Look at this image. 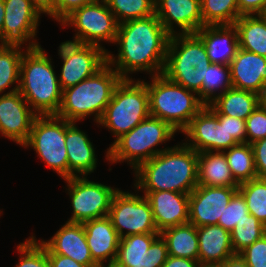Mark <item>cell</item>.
Segmentation results:
<instances>
[{
    "label": "cell",
    "instance_id": "5",
    "mask_svg": "<svg viewBox=\"0 0 266 267\" xmlns=\"http://www.w3.org/2000/svg\"><path fill=\"white\" fill-rule=\"evenodd\" d=\"M167 122L149 115L128 133L123 134L107 148L106 160L111 164L127 162L132 169L171 147L157 148L176 134Z\"/></svg>",
    "mask_w": 266,
    "mask_h": 267
},
{
    "label": "cell",
    "instance_id": "51",
    "mask_svg": "<svg viewBox=\"0 0 266 267\" xmlns=\"http://www.w3.org/2000/svg\"><path fill=\"white\" fill-rule=\"evenodd\" d=\"M4 1L0 0V44H3V23H4Z\"/></svg>",
    "mask_w": 266,
    "mask_h": 267
},
{
    "label": "cell",
    "instance_id": "44",
    "mask_svg": "<svg viewBox=\"0 0 266 267\" xmlns=\"http://www.w3.org/2000/svg\"><path fill=\"white\" fill-rule=\"evenodd\" d=\"M251 146L257 178L266 179V138L253 142Z\"/></svg>",
    "mask_w": 266,
    "mask_h": 267
},
{
    "label": "cell",
    "instance_id": "37",
    "mask_svg": "<svg viewBox=\"0 0 266 267\" xmlns=\"http://www.w3.org/2000/svg\"><path fill=\"white\" fill-rule=\"evenodd\" d=\"M248 212L266 226V179L255 178L239 184Z\"/></svg>",
    "mask_w": 266,
    "mask_h": 267
},
{
    "label": "cell",
    "instance_id": "45",
    "mask_svg": "<svg viewBox=\"0 0 266 267\" xmlns=\"http://www.w3.org/2000/svg\"><path fill=\"white\" fill-rule=\"evenodd\" d=\"M226 131L238 143H246V122L243 119L226 116Z\"/></svg>",
    "mask_w": 266,
    "mask_h": 267
},
{
    "label": "cell",
    "instance_id": "39",
    "mask_svg": "<svg viewBox=\"0 0 266 267\" xmlns=\"http://www.w3.org/2000/svg\"><path fill=\"white\" fill-rule=\"evenodd\" d=\"M248 207L242 193L237 190L231 197L223 215H221L218 225L231 232L235 225L248 215Z\"/></svg>",
    "mask_w": 266,
    "mask_h": 267
},
{
    "label": "cell",
    "instance_id": "29",
    "mask_svg": "<svg viewBox=\"0 0 266 267\" xmlns=\"http://www.w3.org/2000/svg\"><path fill=\"white\" fill-rule=\"evenodd\" d=\"M160 235L166 241L169 256L198 261L199 245L195 225H177L163 230Z\"/></svg>",
    "mask_w": 266,
    "mask_h": 267
},
{
    "label": "cell",
    "instance_id": "2",
    "mask_svg": "<svg viewBox=\"0 0 266 267\" xmlns=\"http://www.w3.org/2000/svg\"><path fill=\"white\" fill-rule=\"evenodd\" d=\"M134 172L135 191L190 194L198 185V153L183 142L140 164Z\"/></svg>",
    "mask_w": 266,
    "mask_h": 267
},
{
    "label": "cell",
    "instance_id": "34",
    "mask_svg": "<svg viewBox=\"0 0 266 267\" xmlns=\"http://www.w3.org/2000/svg\"><path fill=\"white\" fill-rule=\"evenodd\" d=\"M230 88V66L211 63L202 81V102L209 105Z\"/></svg>",
    "mask_w": 266,
    "mask_h": 267
},
{
    "label": "cell",
    "instance_id": "28",
    "mask_svg": "<svg viewBox=\"0 0 266 267\" xmlns=\"http://www.w3.org/2000/svg\"><path fill=\"white\" fill-rule=\"evenodd\" d=\"M209 106L218 115L246 120L259 106V95L251 91L232 87L218 96Z\"/></svg>",
    "mask_w": 266,
    "mask_h": 267
},
{
    "label": "cell",
    "instance_id": "3",
    "mask_svg": "<svg viewBox=\"0 0 266 267\" xmlns=\"http://www.w3.org/2000/svg\"><path fill=\"white\" fill-rule=\"evenodd\" d=\"M51 58L39 46L27 48L21 60L18 91L38 116L56 115L62 102L63 90Z\"/></svg>",
    "mask_w": 266,
    "mask_h": 267
},
{
    "label": "cell",
    "instance_id": "20",
    "mask_svg": "<svg viewBox=\"0 0 266 267\" xmlns=\"http://www.w3.org/2000/svg\"><path fill=\"white\" fill-rule=\"evenodd\" d=\"M151 205L156 228L163 230L189 223V194L172 191H142Z\"/></svg>",
    "mask_w": 266,
    "mask_h": 267
},
{
    "label": "cell",
    "instance_id": "38",
    "mask_svg": "<svg viewBox=\"0 0 266 267\" xmlns=\"http://www.w3.org/2000/svg\"><path fill=\"white\" fill-rule=\"evenodd\" d=\"M17 245L20 256L14 267H50L47 251L34 234Z\"/></svg>",
    "mask_w": 266,
    "mask_h": 267
},
{
    "label": "cell",
    "instance_id": "6",
    "mask_svg": "<svg viewBox=\"0 0 266 267\" xmlns=\"http://www.w3.org/2000/svg\"><path fill=\"white\" fill-rule=\"evenodd\" d=\"M210 64L204 43L195 33L175 34L169 39L162 74L202 100V81Z\"/></svg>",
    "mask_w": 266,
    "mask_h": 267
},
{
    "label": "cell",
    "instance_id": "7",
    "mask_svg": "<svg viewBox=\"0 0 266 267\" xmlns=\"http://www.w3.org/2000/svg\"><path fill=\"white\" fill-rule=\"evenodd\" d=\"M144 81L149 93V113L167 122L178 133L205 106L198 94L167 79L163 74ZM150 82V83H149Z\"/></svg>",
    "mask_w": 266,
    "mask_h": 267
},
{
    "label": "cell",
    "instance_id": "30",
    "mask_svg": "<svg viewBox=\"0 0 266 267\" xmlns=\"http://www.w3.org/2000/svg\"><path fill=\"white\" fill-rule=\"evenodd\" d=\"M239 48L266 57V24L258 15H242L234 23Z\"/></svg>",
    "mask_w": 266,
    "mask_h": 267
},
{
    "label": "cell",
    "instance_id": "15",
    "mask_svg": "<svg viewBox=\"0 0 266 267\" xmlns=\"http://www.w3.org/2000/svg\"><path fill=\"white\" fill-rule=\"evenodd\" d=\"M5 15L3 44H20L28 48L41 46L37 39L40 16L30 0H3ZM29 42V43H28ZM28 43V44H27Z\"/></svg>",
    "mask_w": 266,
    "mask_h": 267
},
{
    "label": "cell",
    "instance_id": "17",
    "mask_svg": "<svg viewBox=\"0 0 266 267\" xmlns=\"http://www.w3.org/2000/svg\"><path fill=\"white\" fill-rule=\"evenodd\" d=\"M238 188L197 185L189 194V223L196 227L218 225L231 197Z\"/></svg>",
    "mask_w": 266,
    "mask_h": 267
},
{
    "label": "cell",
    "instance_id": "48",
    "mask_svg": "<svg viewBox=\"0 0 266 267\" xmlns=\"http://www.w3.org/2000/svg\"><path fill=\"white\" fill-rule=\"evenodd\" d=\"M199 264L197 260L168 256L162 267H198Z\"/></svg>",
    "mask_w": 266,
    "mask_h": 267
},
{
    "label": "cell",
    "instance_id": "41",
    "mask_svg": "<svg viewBox=\"0 0 266 267\" xmlns=\"http://www.w3.org/2000/svg\"><path fill=\"white\" fill-rule=\"evenodd\" d=\"M239 255L248 267H266V234L247 246Z\"/></svg>",
    "mask_w": 266,
    "mask_h": 267
},
{
    "label": "cell",
    "instance_id": "13",
    "mask_svg": "<svg viewBox=\"0 0 266 267\" xmlns=\"http://www.w3.org/2000/svg\"><path fill=\"white\" fill-rule=\"evenodd\" d=\"M58 48V55L63 62L58 76L62 90L94 75L107 63L108 49L104 46L67 40L62 42Z\"/></svg>",
    "mask_w": 266,
    "mask_h": 267
},
{
    "label": "cell",
    "instance_id": "31",
    "mask_svg": "<svg viewBox=\"0 0 266 267\" xmlns=\"http://www.w3.org/2000/svg\"><path fill=\"white\" fill-rule=\"evenodd\" d=\"M24 46L20 44H0V95L12 93L19 89L21 60L28 48ZM15 83L16 85H14ZM8 87L9 91L6 92Z\"/></svg>",
    "mask_w": 266,
    "mask_h": 267
},
{
    "label": "cell",
    "instance_id": "53",
    "mask_svg": "<svg viewBox=\"0 0 266 267\" xmlns=\"http://www.w3.org/2000/svg\"><path fill=\"white\" fill-rule=\"evenodd\" d=\"M258 16L265 22L266 24V7L261 10Z\"/></svg>",
    "mask_w": 266,
    "mask_h": 267
},
{
    "label": "cell",
    "instance_id": "24",
    "mask_svg": "<svg viewBox=\"0 0 266 267\" xmlns=\"http://www.w3.org/2000/svg\"><path fill=\"white\" fill-rule=\"evenodd\" d=\"M204 43L211 63L229 66L239 49L235 25L203 26L195 33Z\"/></svg>",
    "mask_w": 266,
    "mask_h": 267
},
{
    "label": "cell",
    "instance_id": "1",
    "mask_svg": "<svg viewBox=\"0 0 266 267\" xmlns=\"http://www.w3.org/2000/svg\"><path fill=\"white\" fill-rule=\"evenodd\" d=\"M170 34L154 14L118 24L114 41L116 56L107 51V63L122 79L130 74L146 72L150 76L163 72Z\"/></svg>",
    "mask_w": 266,
    "mask_h": 267
},
{
    "label": "cell",
    "instance_id": "22",
    "mask_svg": "<svg viewBox=\"0 0 266 267\" xmlns=\"http://www.w3.org/2000/svg\"><path fill=\"white\" fill-rule=\"evenodd\" d=\"M83 224L88 247L93 260L102 266L114 264L120 237L112 225L111 219L103 218L86 221Z\"/></svg>",
    "mask_w": 266,
    "mask_h": 267
},
{
    "label": "cell",
    "instance_id": "33",
    "mask_svg": "<svg viewBox=\"0 0 266 267\" xmlns=\"http://www.w3.org/2000/svg\"><path fill=\"white\" fill-rule=\"evenodd\" d=\"M203 26L233 25L239 18L238 0H200Z\"/></svg>",
    "mask_w": 266,
    "mask_h": 267
},
{
    "label": "cell",
    "instance_id": "52",
    "mask_svg": "<svg viewBox=\"0 0 266 267\" xmlns=\"http://www.w3.org/2000/svg\"><path fill=\"white\" fill-rule=\"evenodd\" d=\"M259 95V106L266 111V84L261 89Z\"/></svg>",
    "mask_w": 266,
    "mask_h": 267
},
{
    "label": "cell",
    "instance_id": "26",
    "mask_svg": "<svg viewBox=\"0 0 266 267\" xmlns=\"http://www.w3.org/2000/svg\"><path fill=\"white\" fill-rule=\"evenodd\" d=\"M198 185L238 188L223 152L198 153Z\"/></svg>",
    "mask_w": 266,
    "mask_h": 267
},
{
    "label": "cell",
    "instance_id": "36",
    "mask_svg": "<svg viewBox=\"0 0 266 267\" xmlns=\"http://www.w3.org/2000/svg\"><path fill=\"white\" fill-rule=\"evenodd\" d=\"M265 234L266 226L254 215L249 213L231 231V242L234 253L239 254L247 246L252 245Z\"/></svg>",
    "mask_w": 266,
    "mask_h": 267
},
{
    "label": "cell",
    "instance_id": "14",
    "mask_svg": "<svg viewBox=\"0 0 266 267\" xmlns=\"http://www.w3.org/2000/svg\"><path fill=\"white\" fill-rule=\"evenodd\" d=\"M166 241L160 233L120 238L114 265L117 267H162L168 258Z\"/></svg>",
    "mask_w": 266,
    "mask_h": 267
},
{
    "label": "cell",
    "instance_id": "8",
    "mask_svg": "<svg viewBox=\"0 0 266 267\" xmlns=\"http://www.w3.org/2000/svg\"><path fill=\"white\" fill-rule=\"evenodd\" d=\"M149 113V93L144 80L121 79L114 89L111 101L97 123L113 134L114 142L128 133Z\"/></svg>",
    "mask_w": 266,
    "mask_h": 267
},
{
    "label": "cell",
    "instance_id": "32",
    "mask_svg": "<svg viewBox=\"0 0 266 267\" xmlns=\"http://www.w3.org/2000/svg\"><path fill=\"white\" fill-rule=\"evenodd\" d=\"M223 153L234 179L239 184L257 178L251 144L239 143Z\"/></svg>",
    "mask_w": 266,
    "mask_h": 267
},
{
    "label": "cell",
    "instance_id": "43",
    "mask_svg": "<svg viewBox=\"0 0 266 267\" xmlns=\"http://www.w3.org/2000/svg\"><path fill=\"white\" fill-rule=\"evenodd\" d=\"M94 0H54V20L59 24L75 9L92 3Z\"/></svg>",
    "mask_w": 266,
    "mask_h": 267
},
{
    "label": "cell",
    "instance_id": "12",
    "mask_svg": "<svg viewBox=\"0 0 266 267\" xmlns=\"http://www.w3.org/2000/svg\"><path fill=\"white\" fill-rule=\"evenodd\" d=\"M122 191L113 196L108 217L120 238L145 233H159L151 205L145 195ZM126 230V231H125Z\"/></svg>",
    "mask_w": 266,
    "mask_h": 267
},
{
    "label": "cell",
    "instance_id": "54",
    "mask_svg": "<svg viewBox=\"0 0 266 267\" xmlns=\"http://www.w3.org/2000/svg\"><path fill=\"white\" fill-rule=\"evenodd\" d=\"M198 267H218V265H203V264H199Z\"/></svg>",
    "mask_w": 266,
    "mask_h": 267
},
{
    "label": "cell",
    "instance_id": "11",
    "mask_svg": "<svg viewBox=\"0 0 266 267\" xmlns=\"http://www.w3.org/2000/svg\"><path fill=\"white\" fill-rule=\"evenodd\" d=\"M88 176L64 179L70 196L72 215L67 222L84 223L108 216L111 202L119 188L94 182Z\"/></svg>",
    "mask_w": 266,
    "mask_h": 267
},
{
    "label": "cell",
    "instance_id": "9",
    "mask_svg": "<svg viewBox=\"0 0 266 267\" xmlns=\"http://www.w3.org/2000/svg\"><path fill=\"white\" fill-rule=\"evenodd\" d=\"M67 120L56 115L37 116L23 148L33 149L37 156L63 180L68 179V156L65 144Z\"/></svg>",
    "mask_w": 266,
    "mask_h": 267
},
{
    "label": "cell",
    "instance_id": "35",
    "mask_svg": "<svg viewBox=\"0 0 266 267\" xmlns=\"http://www.w3.org/2000/svg\"><path fill=\"white\" fill-rule=\"evenodd\" d=\"M118 24L155 14V0H105Z\"/></svg>",
    "mask_w": 266,
    "mask_h": 267
},
{
    "label": "cell",
    "instance_id": "40",
    "mask_svg": "<svg viewBox=\"0 0 266 267\" xmlns=\"http://www.w3.org/2000/svg\"><path fill=\"white\" fill-rule=\"evenodd\" d=\"M246 143L266 138V111L258 106L245 120Z\"/></svg>",
    "mask_w": 266,
    "mask_h": 267
},
{
    "label": "cell",
    "instance_id": "4",
    "mask_svg": "<svg viewBox=\"0 0 266 267\" xmlns=\"http://www.w3.org/2000/svg\"><path fill=\"white\" fill-rule=\"evenodd\" d=\"M121 79L118 72L106 63L94 75L63 90L56 116L79 122L91 115L94 116L93 121L98 123Z\"/></svg>",
    "mask_w": 266,
    "mask_h": 267
},
{
    "label": "cell",
    "instance_id": "23",
    "mask_svg": "<svg viewBox=\"0 0 266 267\" xmlns=\"http://www.w3.org/2000/svg\"><path fill=\"white\" fill-rule=\"evenodd\" d=\"M229 66L233 88L261 92L266 84V57L239 48Z\"/></svg>",
    "mask_w": 266,
    "mask_h": 267
},
{
    "label": "cell",
    "instance_id": "16",
    "mask_svg": "<svg viewBox=\"0 0 266 267\" xmlns=\"http://www.w3.org/2000/svg\"><path fill=\"white\" fill-rule=\"evenodd\" d=\"M38 115L19 91L0 95V134L23 146Z\"/></svg>",
    "mask_w": 266,
    "mask_h": 267
},
{
    "label": "cell",
    "instance_id": "10",
    "mask_svg": "<svg viewBox=\"0 0 266 267\" xmlns=\"http://www.w3.org/2000/svg\"><path fill=\"white\" fill-rule=\"evenodd\" d=\"M60 24L75 28L73 40L69 41L99 47L102 42L113 44L118 29V22L105 0H94L75 9Z\"/></svg>",
    "mask_w": 266,
    "mask_h": 267
},
{
    "label": "cell",
    "instance_id": "50",
    "mask_svg": "<svg viewBox=\"0 0 266 267\" xmlns=\"http://www.w3.org/2000/svg\"><path fill=\"white\" fill-rule=\"evenodd\" d=\"M218 267H248V266L246 265L245 260L239 254H235L226 259L220 265H218Z\"/></svg>",
    "mask_w": 266,
    "mask_h": 267
},
{
    "label": "cell",
    "instance_id": "25",
    "mask_svg": "<svg viewBox=\"0 0 266 267\" xmlns=\"http://www.w3.org/2000/svg\"><path fill=\"white\" fill-rule=\"evenodd\" d=\"M198 261L203 265H220L235 255L231 242V232L220 225L197 227Z\"/></svg>",
    "mask_w": 266,
    "mask_h": 267
},
{
    "label": "cell",
    "instance_id": "18",
    "mask_svg": "<svg viewBox=\"0 0 266 267\" xmlns=\"http://www.w3.org/2000/svg\"><path fill=\"white\" fill-rule=\"evenodd\" d=\"M155 15L170 35L193 34L203 27L200 0H155Z\"/></svg>",
    "mask_w": 266,
    "mask_h": 267
},
{
    "label": "cell",
    "instance_id": "42",
    "mask_svg": "<svg viewBox=\"0 0 266 267\" xmlns=\"http://www.w3.org/2000/svg\"><path fill=\"white\" fill-rule=\"evenodd\" d=\"M239 144L226 131V116L216 114V127L213 134V152H224Z\"/></svg>",
    "mask_w": 266,
    "mask_h": 267
},
{
    "label": "cell",
    "instance_id": "19",
    "mask_svg": "<svg viewBox=\"0 0 266 267\" xmlns=\"http://www.w3.org/2000/svg\"><path fill=\"white\" fill-rule=\"evenodd\" d=\"M37 241L47 254H60L88 267H100L91 256L82 223L66 221L49 240Z\"/></svg>",
    "mask_w": 266,
    "mask_h": 267
},
{
    "label": "cell",
    "instance_id": "27",
    "mask_svg": "<svg viewBox=\"0 0 266 267\" xmlns=\"http://www.w3.org/2000/svg\"><path fill=\"white\" fill-rule=\"evenodd\" d=\"M216 127V113L205 105L181 132L185 135L186 146L193 148L197 153L213 152V134ZM187 137V138H186Z\"/></svg>",
    "mask_w": 266,
    "mask_h": 267
},
{
    "label": "cell",
    "instance_id": "49",
    "mask_svg": "<svg viewBox=\"0 0 266 267\" xmlns=\"http://www.w3.org/2000/svg\"><path fill=\"white\" fill-rule=\"evenodd\" d=\"M32 5L41 14H46L54 19V0H30Z\"/></svg>",
    "mask_w": 266,
    "mask_h": 267
},
{
    "label": "cell",
    "instance_id": "55",
    "mask_svg": "<svg viewBox=\"0 0 266 267\" xmlns=\"http://www.w3.org/2000/svg\"><path fill=\"white\" fill-rule=\"evenodd\" d=\"M100 267H117V266L114 265V264H109V265L104 264V265H102V266H100Z\"/></svg>",
    "mask_w": 266,
    "mask_h": 267
},
{
    "label": "cell",
    "instance_id": "46",
    "mask_svg": "<svg viewBox=\"0 0 266 267\" xmlns=\"http://www.w3.org/2000/svg\"><path fill=\"white\" fill-rule=\"evenodd\" d=\"M266 7V0H238L239 15H258Z\"/></svg>",
    "mask_w": 266,
    "mask_h": 267
},
{
    "label": "cell",
    "instance_id": "21",
    "mask_svg": "<svg viewBox=\"0 0 266 267\" xmlns=\"http://www.w3.org/2000/svg\"><path fill=\"white\" fill-rule=\"evenodd\" d=\"M77 122L67 121L65 144L68 156V178L88 176L97 168V155L87 132L78 128ZM78 173V174H77Z\"/></svg>",
    "mask_w": 266,
    "mask_h": 267
},
{
    "label": "cell",
    "instance_id": "47",
    "mask_svg": "<svg viewBox=\"0 0 266 267\" xmlns=\"http://www.w3.org/2000/svg\"><path fill=\"white\" fill-rule=\"evenodd\" d=\"M47 256L50 267H88L60 254H47Z\"/></svg>",
    "mask_w": 266,
    "mask_h": 267
}]
</instances>
